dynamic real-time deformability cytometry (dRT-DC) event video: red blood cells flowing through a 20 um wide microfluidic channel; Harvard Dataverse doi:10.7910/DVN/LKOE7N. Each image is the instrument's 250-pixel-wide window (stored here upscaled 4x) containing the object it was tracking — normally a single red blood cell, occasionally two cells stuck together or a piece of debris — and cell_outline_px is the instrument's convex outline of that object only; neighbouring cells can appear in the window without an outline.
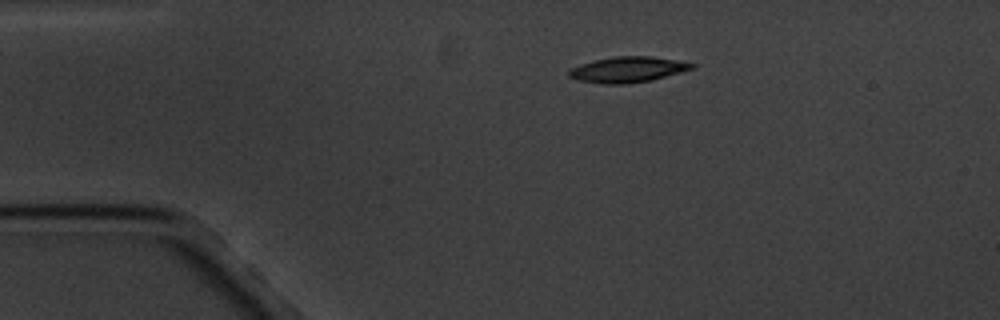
{"species": "common noctule bat (a hibernating species)", "species_latin": "Nyctalus noctula", "temperature_condition": "cold", "stored_images_in_passage": 6, "camera_frame_rate_fps": 3000, "um_per_image_px": 0.085, "animal": {"sex": "male", "body_mass_g": 20.1, "forearm_length_mm": 53.5}, "frame": {"image": 1, "passage_image": 1, "time_ms": 0.0, "image_size_px": [1000, 320], "cell_outline_px": [[696, 68], [652, 80], [628, 84], [604, 84], [576, 80], [568, 76], [568, 68], [580, 64], [596, 60], [616, 56], [652, 56], [680, 60], [696, 64]], "centroid_in_image_um": [53.37, 5.91], "position_along_channel_um": 31.6, "area_um2": 18.67}}
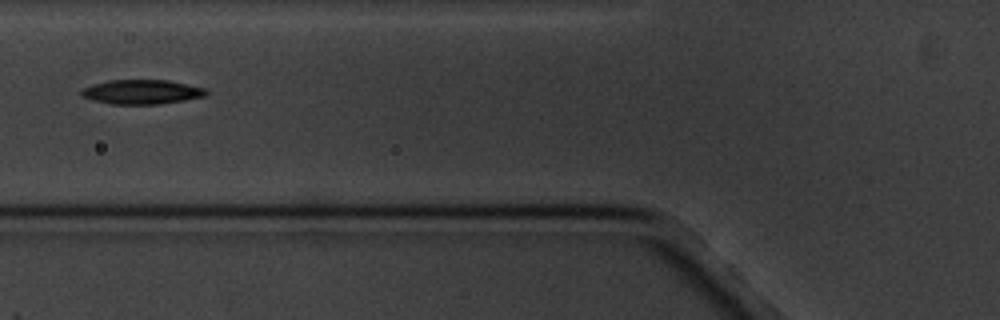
{"frame": {"image": 2, "passage_image": 4, "time_ms": 3.667, "image_size_px": [1000, 320], "cell_outline_px": [[208, 92], [204, 96], [184, 100], [156, 104], [112, 104], [92, 100], [84, 96], [80, 92], [84, 88], [92, 84], [108, 80], [168, 80], [204, 88]], "centroid_in_image_um": [12.03, 7.81], "position_along_channel_um": 113.8, "area_um2": 17.51}}
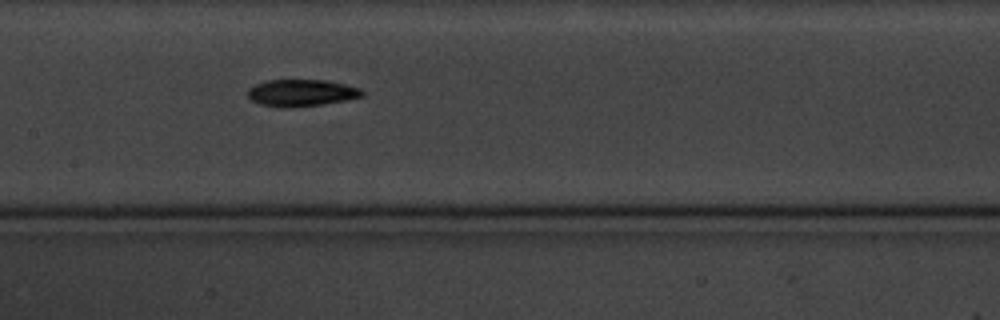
{"frame": {"image": 3, "passage_image": 6, "time_ms": 5.667, "image_size_px": [1000, 320], "cell_outline_px": [[364, 96], [344, 100], [320, 104], [288, 108], [284, 108], [260, 104], [252, 100], [248, 96], [248, 88], [256, 84], [268, 80], [324, 80], [344, 84], [360, 88], [364, 92]], "centroid_in_image_um": [25.61, 7.89], "position_along_channel_um": 181.8, "area_um2": 17.74}}